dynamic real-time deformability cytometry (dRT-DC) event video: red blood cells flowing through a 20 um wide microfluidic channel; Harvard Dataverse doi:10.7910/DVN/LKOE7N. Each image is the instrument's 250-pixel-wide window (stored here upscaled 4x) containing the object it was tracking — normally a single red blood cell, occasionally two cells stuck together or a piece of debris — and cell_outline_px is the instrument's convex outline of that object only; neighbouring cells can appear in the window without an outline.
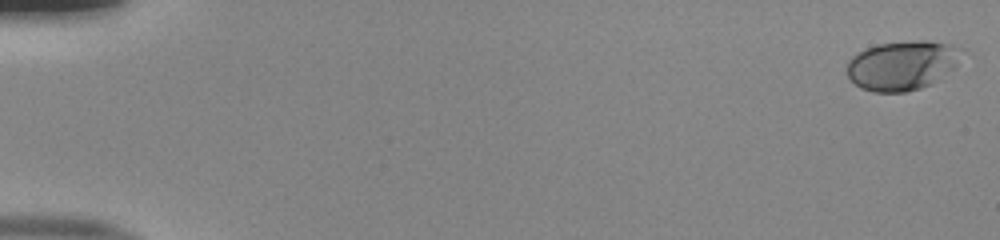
{"species": "human", "species_latin": "Homo sapiens", "temperature_condition": "room temperature", "stored_images_in_passage": 52, "camera_frame_rate_fps": 3000, "um_per_image_px": 0.085, "donor": {"sex": "male"}, "frame": {"image": 1, "passage_image": 1, "time_ms": 0.0, "image_size_px": [1000, 240], "cell_outline_px": [[956, 64], [952, 68], [928, 84], [920, 88], [904, 92], [872, 92], [860, 88], [848, 76], [848, 60], [852, 56], [868, 48], [880, 44], [920, 40], [928, 40], [948, 44], [956, 48]], "centroid_in_image_um": [76.58, 5.57], "position_along_channel_um": 8.4, "area_um2": 31.79}}
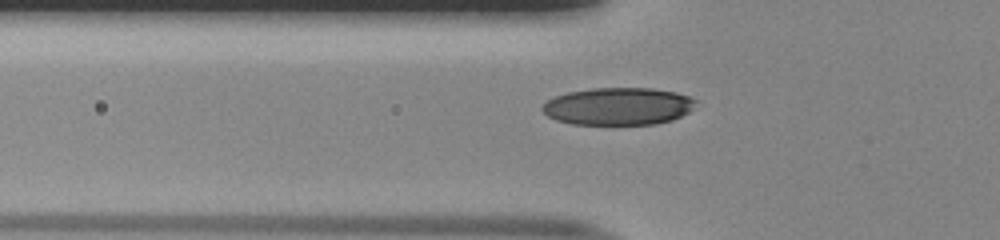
{"frame": {"image": 2, "passage_image": 19, "time_ms": 6.0, "image_size_px": [1000, 240], "cell_outline_px": [[696, 100], [692, 108], [688, 112], [672, 120], [656, 124], [572, 124], [556, 120], [548, 116], [540, 108], [548, 100], [556, 96], [568, 92], [592, 88], [652, 88], [676, 92], [688, 96]], "centroid_in_image_um": [52.54, 9.03], "position_along_channel_um": 73.3, "area_um2": 33.35}}
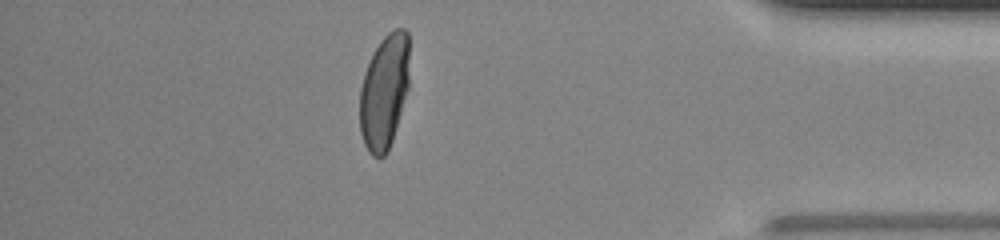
{"frame": {"image": 3, "passage_image": 46, "time_ms": 15.0, "image_size_px": [1000, 240], "cell_outline_px": [[408, 88], [392, 140], [388, 152], [384, 156], [372, 156], [368, 152], [364, 144], [360, 132], [360, 88], [364, 72], [372, 52], [380, 40], [388, 32], [396, 28], [404, 28], [408, 32]], "centroid_in_image_um": [32.64, 7.77], "position_along_channel_um": 402.6, "area_um2": 33.23}, "authors_computed_cell_mechanics": {"area_um2": 33.6107, "velocity_mm_per_s": 4.0139, "shape_relaxation_time_tau1_ms": 5.5654, "shape_relaxation_time_tau2_ms": null, "deformation_change_tau1": 0.21, "deformation_change_tau2": null}}